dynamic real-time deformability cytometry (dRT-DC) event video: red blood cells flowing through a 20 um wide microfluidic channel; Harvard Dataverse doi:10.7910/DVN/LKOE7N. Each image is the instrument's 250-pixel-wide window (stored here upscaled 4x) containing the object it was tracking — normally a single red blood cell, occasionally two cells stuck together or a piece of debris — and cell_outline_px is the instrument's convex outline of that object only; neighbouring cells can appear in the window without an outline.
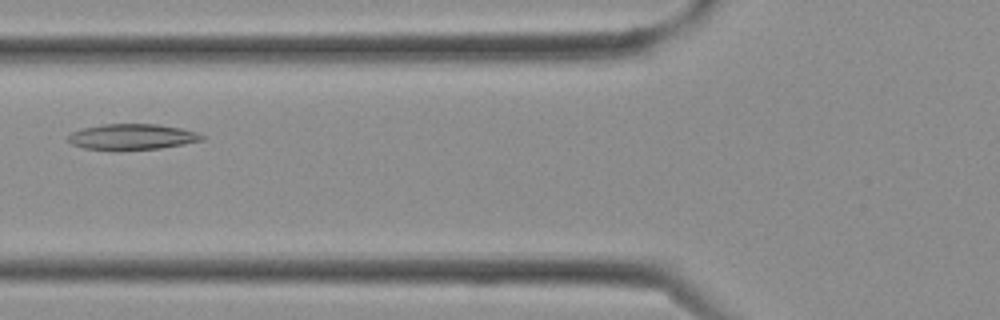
{"species": "Egyptian fruit bat (a non-hibernating species)", "species_latin": "Rousettus aegyptiacus", "temperature_condition": "cold", "stored_images_in_passage": 5, "camera_frame_rate_fps": 3000, "um_per_image_px": 0.085, "frame": {"image": 1, "passage_image": 5, "time_ms": 1.333, "image_size_px": [1000, 320], "cell_outline_px": [[208, 136], [204, 140], [184, 144], [160, 148], [84, 148], [72, 144], [68, 140], [68, 136], [72, 132], [84, 128], [104, 124], [156, 124], [180, 128], [196, 132]], "centroid_in_image_um": [11.3, 11.6], "position_along_channel_um": 114.5, "area_um2": 19.42}}